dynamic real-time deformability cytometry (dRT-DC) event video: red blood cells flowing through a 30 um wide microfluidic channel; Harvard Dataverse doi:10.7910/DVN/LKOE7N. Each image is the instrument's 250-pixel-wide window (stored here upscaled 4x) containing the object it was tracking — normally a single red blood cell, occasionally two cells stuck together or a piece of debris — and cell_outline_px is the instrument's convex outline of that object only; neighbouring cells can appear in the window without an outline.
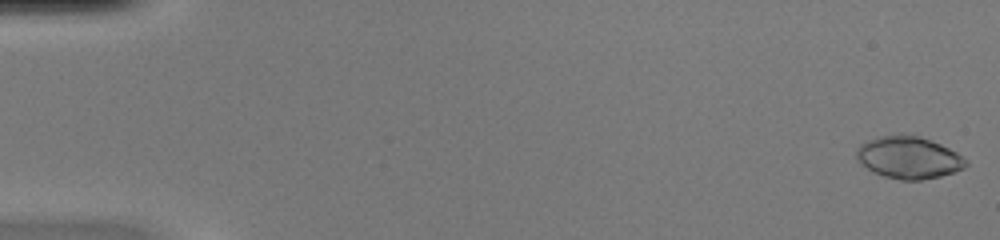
{"species": "common noctule bat (a hibernating species)", "species_latin": "Nyctalus noctula", "temperature_condition": "warm", "stored_images_in_passage": 51, "camera_frame_rate_fps": 3000, "um_per_image_px": 0.085, "animal": {"sex": "female", "body_mass_g": 20.0, "forearm_length_mm": 54.0}, "frame": {"image": 1, "passage_image": 1, "time_ms": 0.0, "image_size_px": [1000, 240], "cell_outline_px": [[968, 164], [964, 168], [940, 176], [920, 180], [900, 180], [884, 176], [872, 172], [856, 160], [856, 148], [860, 144], [868, 140], [880, 136], [900, 132], [920, 136], [940, 144], [956, 152], [968, 160]], "centroid_in_image_um": [77.2, 13.37], "position_along_channel_um": 7.8, "area_um2": 27.22}}
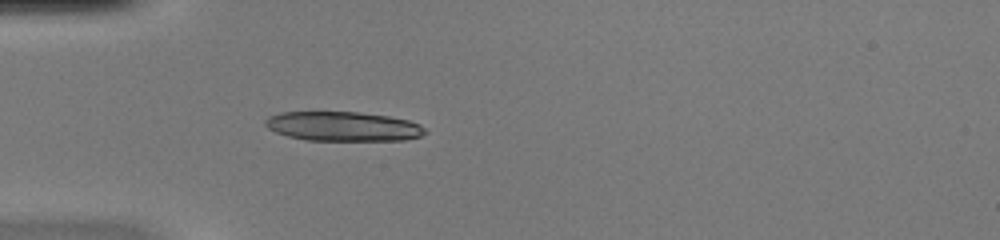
{"frame": {"image": 2, "passage_image": 16, "time_ms": 5.0, "image_size_px": [1000, 240], "cell_outline_px": [[428, 132], [420, 136], [404, 140], [304, 140], [288, 136], [276, 132], [268, 128], [264, 124], [264, 120], [268, 116], [280, 112], [360, 112], [388, 116], [408, 120], [420, 124]], "centroid_in_image_um": [29.14, 10.74], "position_along_channel_um": 55.9, "area_um2": 27.46}}
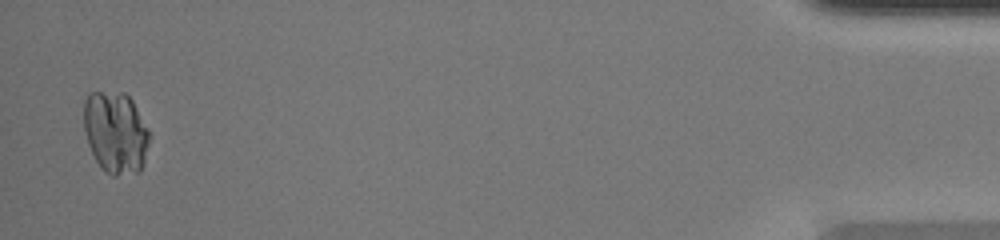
{"frame": {"image": 3, "passage_image": 50, "time_ms": 16.333, "image_size_px": [1000, 240], "cell_outline_px": [[152, 136], [144, 164], [140, 172], [116, 176], [112, 176], [104, 172], [100, 168], [88, 144], [84, 128], [84, 100], [88, 92], [124, 92], [132, 100], [148, 128]], "centroid_in_image_um": [9.85, 11.28], "position_along_channel_um": 425.4, "area_um2": 31.96}}